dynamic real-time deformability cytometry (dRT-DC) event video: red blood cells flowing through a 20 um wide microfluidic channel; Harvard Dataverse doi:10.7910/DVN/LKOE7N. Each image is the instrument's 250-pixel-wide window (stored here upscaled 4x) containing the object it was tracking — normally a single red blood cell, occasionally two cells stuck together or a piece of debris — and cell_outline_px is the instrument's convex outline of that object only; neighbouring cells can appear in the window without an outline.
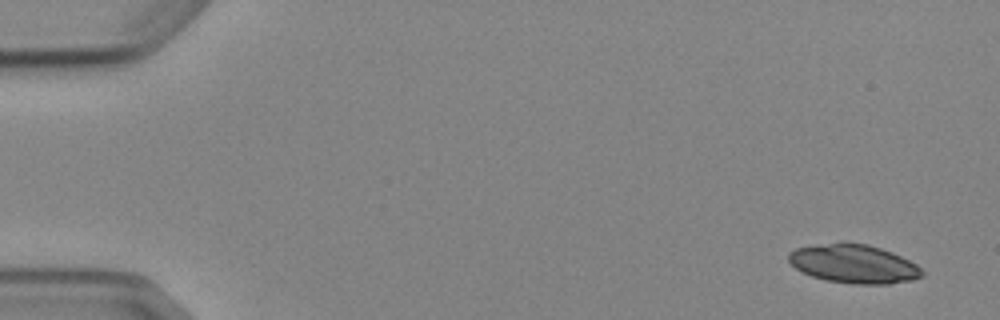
{"species": "Egyptian fruit bat (a non-hibernating species)", "species_latin": "Rousettus aegyptiacus", "temperature_condition": "cold", "stored_images_in_passage": 4, "camera_frame_rate_fps": 3000, "um_per_image_px": 0.085, "animal": {"sex": "female"}, "frame": {"image": 1, "passage_image": 1, "time_ms": 0.0, "image_size_px": [1000, 320], "cell_outline_px": [[924, 276], [912, 280], [888, 284], [852, 284], [828, 280], [812, 276], [796, 268], [788, 260], [788, 252], [796, 248], [828, 244], [868, 244], [892, 252], [916, 264], [924, 272]], "centroid_in_image_um": [72.61, 22.45], "position_along_channel_um": 12.4, "area_um2": 29.54}}